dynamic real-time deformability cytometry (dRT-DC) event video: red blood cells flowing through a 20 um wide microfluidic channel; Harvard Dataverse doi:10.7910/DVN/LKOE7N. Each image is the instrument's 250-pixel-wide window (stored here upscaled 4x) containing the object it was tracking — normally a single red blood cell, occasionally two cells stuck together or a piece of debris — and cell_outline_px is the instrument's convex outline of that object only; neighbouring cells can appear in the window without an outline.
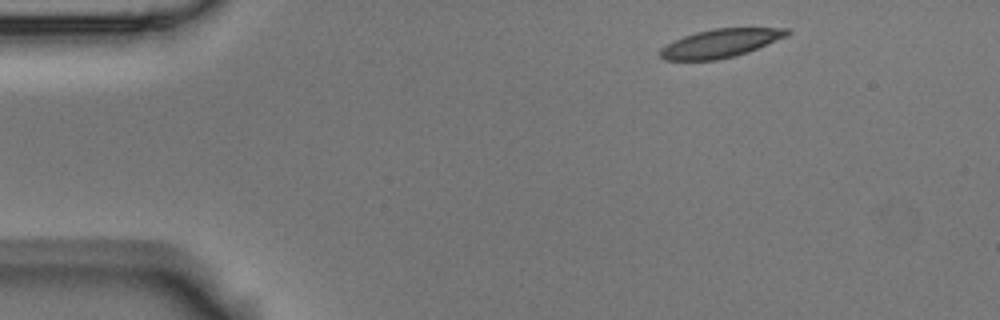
{"species": "Egyptian fruit bat (a non-hibernating species)", "species_latin": "Rousettus aegyptiacus", "temperature_condition": "room temperature", "stored_images_in_passage": 3, "camera_frame_rate_fps": 3000, "um_per_image_px": 0.085, "animal": {"sex": "male"}, "frame": {"image": 1, "passage_image": 1, "time_ms": 0.0, "image_size_px": [1000, 320], "cell_outline_px": [[792, 32], [788, 36], [748, 52], [716, 60], [664, 60], [660, 56], [660, 48], [684, 36], [696, 32], [712, 28], [788, 28]], "centroid_in_image_um": [61.27, 3.67], "position_along_channel_um": 23.7, "area_um2": 20.92}}